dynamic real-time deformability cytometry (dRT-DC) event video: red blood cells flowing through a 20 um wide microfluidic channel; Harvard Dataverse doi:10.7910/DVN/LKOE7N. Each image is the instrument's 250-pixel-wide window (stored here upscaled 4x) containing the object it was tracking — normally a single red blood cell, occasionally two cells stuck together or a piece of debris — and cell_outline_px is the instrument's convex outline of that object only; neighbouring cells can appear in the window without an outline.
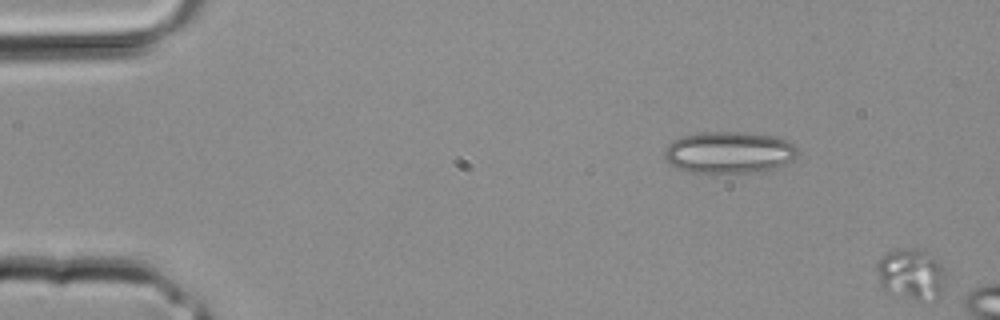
{"species": "common noctule bat (a hibernating species)", "species_latin": "Nyctalus noctula", "temperature_condition": "room temperature", "stored_images_in_passage": 2, "segment_of_instrument_passage": [2, 2], "camera_frame_rate_fps": 3000, "um_per_image_px": 0.085, "animal": {"sex": "male", "body_mass_g": 20.4}, "frame": {"image": 1, "passage_image": 2, "time_ms": 0.333, "image_size_px": [1000, 320], "cell_outline_px": [[948, 276], [936, 300], [932, 304], [884, 292], [880, 288], [876, 268], [876, 264], [888, 252], [896, 248], [920, 248], [928, 252], [940, 264]], "centroid_in_image_um": [77.46, 23.34], "position_along_channel_um": 7.5, "area_um2": 21.21}}